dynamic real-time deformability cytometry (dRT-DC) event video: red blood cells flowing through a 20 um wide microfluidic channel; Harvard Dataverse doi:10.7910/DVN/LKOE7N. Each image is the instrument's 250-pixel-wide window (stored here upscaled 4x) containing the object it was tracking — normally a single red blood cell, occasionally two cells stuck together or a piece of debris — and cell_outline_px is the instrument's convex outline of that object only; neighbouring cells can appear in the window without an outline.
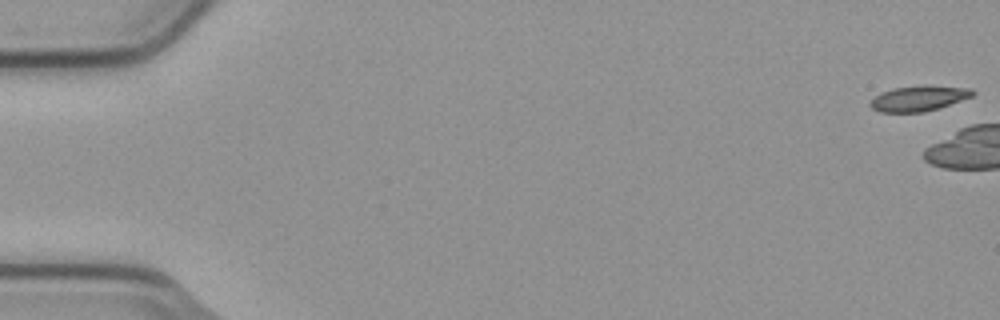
{"species": "common noctule bat (a hibernating species)", "species_latin": "Nyctalus noctula", "temperature_condition": "cold", "stored_images_in_passage": 2, "segment_of_instrument_passage": [2, 2], "camera_frame_rate_fps": 3000, "um_per_image_px": 0.085, "animal": {"sex": "male", "body_mass_g": 23.1, "forearm_length_mm": 52.7}, "frame": {"image": 1, "passage_image": 2, "time_ms": 0.333, "image_size_px": [1000, 320], "cell_outline_px": [[976, 92], [972, 96], [940, 108], [924, 112], [880, 112], [872, 108], [868, 104], [876, 96], [892, 88], [972, 88]], "centroid_in_image_um": [78.07, 8.42], "position_along_channel_um": 6.9, "area_um2": 14.16}}